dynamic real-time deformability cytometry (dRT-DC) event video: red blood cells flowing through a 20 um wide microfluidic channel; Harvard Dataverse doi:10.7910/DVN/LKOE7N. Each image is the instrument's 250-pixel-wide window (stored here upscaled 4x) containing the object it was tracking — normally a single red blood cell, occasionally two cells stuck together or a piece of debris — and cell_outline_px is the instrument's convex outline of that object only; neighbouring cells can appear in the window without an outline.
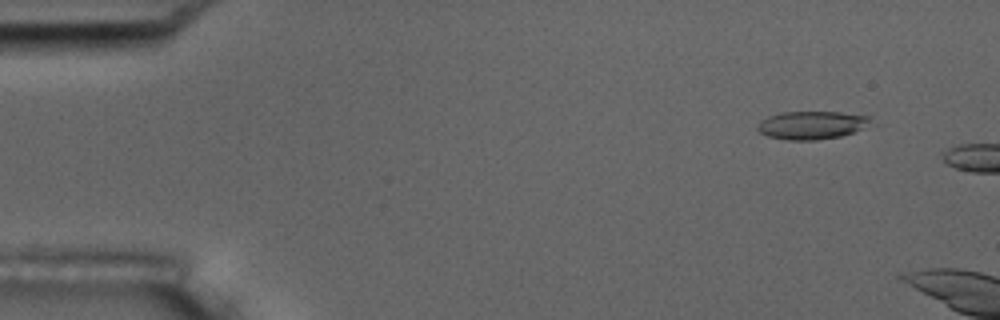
{"species": "common noctule bat (a hibernating species)", "species_latin": "Nyctalus noctula", "temperature_condition": "room temperature", "stored_images_in_passage": 2, "camera_frame_rate_fps": 3000, "um_per_image_px": 0.085, "animal": {"sex": "male", "body_mass_g": 17.5, "forearm_length_mm": 52.3}, "frame": {"image": 1, "passage_image": 1, "time_ms": 0.0, "image_size_px": [1000, 320], "cell_outline_px": [[868, 120], [860, 128], [852, 132], [840, 136], [816, 140], [788, 140], [768, 136], [760, 132], [756, 128], [760, 120], [768, 116], [780, 112], [840, 112], [868, 116]], "centroid_in_image_um": [68.87, 10.63], "position_along_channel_um": 16.1, "area_um2": 18.09}}